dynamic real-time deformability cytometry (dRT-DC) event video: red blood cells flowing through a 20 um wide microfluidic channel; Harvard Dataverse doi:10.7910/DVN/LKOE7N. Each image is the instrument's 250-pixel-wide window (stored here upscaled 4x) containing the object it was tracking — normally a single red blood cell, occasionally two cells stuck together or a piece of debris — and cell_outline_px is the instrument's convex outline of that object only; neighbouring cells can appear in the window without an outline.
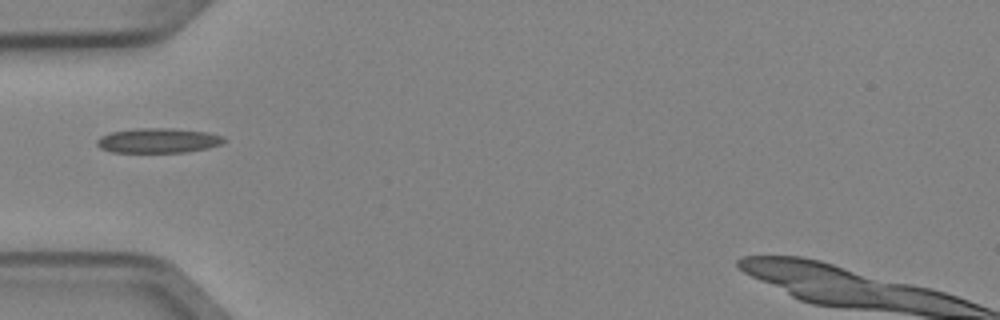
{"species": "Egyptian fruit bat (a non-hibernating species)", "species_latin": "Rousettus aegyptiacus", "temperature_condition": "cold", "stored_images_in_passage": 5, "segment_of_instrument_passage": [2, 2], "camera_frame_rate_fps": 3000, "um_per_image_px": 0.085, "animal": {"sex": "female"}, "frame": {"image": 1, "passage_image": 5, "time_ms": 1.333, "image_size_px": [1000, 320], "cell_outline_px": [[228, 140], [220, 144], [208, 148], [184, 152], [112, 152], [100, 148], [96, 144], [96, 140], [100, 136], [112, 132], [136, 128], [172, 128], [208, 132], [224, 136]], "centroid_in_image_um": [13.46, 11.94], "position_along_channel_um": 71.5, "area_um2": 18.44}}